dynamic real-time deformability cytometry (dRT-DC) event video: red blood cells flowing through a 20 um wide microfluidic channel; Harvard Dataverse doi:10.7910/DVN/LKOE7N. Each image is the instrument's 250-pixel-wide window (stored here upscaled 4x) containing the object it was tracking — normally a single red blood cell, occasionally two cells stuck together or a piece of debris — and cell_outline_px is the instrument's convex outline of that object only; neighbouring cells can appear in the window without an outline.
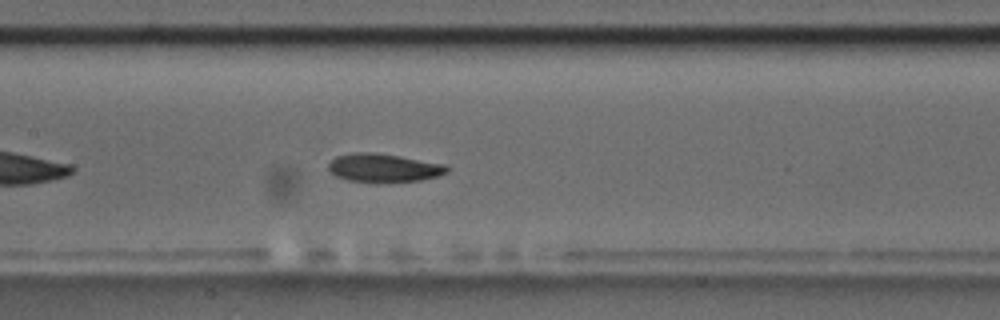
{"species": "common noctule bat (a hibernating species)", "species_latin": "Nyctalus noctula", "temperature_condition": "room temperature", "stored_images_in_passage": 33, "camera_frame_rate_fps": 3000, "um_per_image_px": 0.085, "animal": {"sex": "male", "body_mass_g": 17.5, "forearm_length_mm": 52.3}, "frame": {"image": 1, "passage_image": 15, "time_ms": 4.667, "image_size_px": [1000, 320], "cell_outline_px": [[448, 172], [436, 176], [420, 180], [380, 184], [376, 184], [348, 180], [336, 176], [328, 168], [328, 164], [336, 156], [352, 152], [376, 152], [400, 156], [444, 164], [448, 168]], "centroid_in_image_um": [32.58, 14.28], "position_along_channel_um": 174.8, "area_um2": 20.0}}
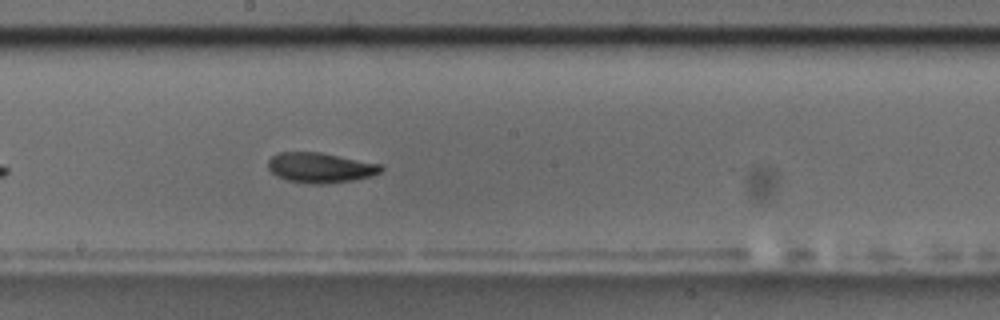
{"frame": {"image": 2, "passage_image": 19, "time_ms": 6.0, "image_size_px": [1000, 320], "cell_outline_px": [[384, 168], [380, 172], [372, 176], [352, 180], [324, 184], [308, 184], [288, 180], [276, 176], [268, 168], [268, 160], [272, 156], [280, 152], [320, 152], [384, 164]], "centroid_in_image_um": [27.26, 14.25], "position_along_channel_um": 220.9, "area_um2": 20.0}, "authors_computed_cell_mechanics": {"area_um2": 19.4208, "velocity_mm_per_s": 3.4928, "shape_relaxation_time_tau1_ms": 2.5191, "shape_relaxation_time_tau2_ms": 3.1056, "deformation_change_tau1": 0.1089, "deformation_change_tau2": 0.0908}}